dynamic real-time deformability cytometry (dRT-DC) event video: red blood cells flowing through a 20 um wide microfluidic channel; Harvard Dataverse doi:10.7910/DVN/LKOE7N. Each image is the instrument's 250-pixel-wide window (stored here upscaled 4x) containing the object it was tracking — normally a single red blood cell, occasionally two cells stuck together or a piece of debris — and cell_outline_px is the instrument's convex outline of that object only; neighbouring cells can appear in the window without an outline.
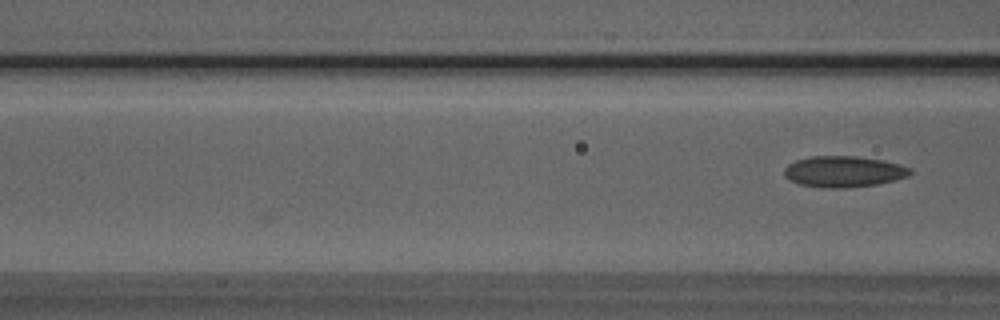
{"species": "Egyptian fruit bat (a non-hibernating species)", "species_latin": "Rousettus aegyptiacus", "temperature_condition": "room temperature", "stored_images_in_passage": 4, "camera_frame_rate_fps": 3000, "um_per_image_px": 0.085, "animal": {"sex": "male"}, "frame": {"image": 1, "passage_image": 4, "time_ms": 4.333, "image_size_px": [1000, 320], "cell_outline_px": [[912, 172], [908, 176], [896, 180], [876, 184], [844, 188], [820, 188], [800, 184], [784, 176], [784, 168], [788, 164], [796, 160], [812, 156], [856, 156], [884, 160], [900, 164], [912, 168]], "centroid_in_image_um": [71.73, 14.58], "position_along_channel_um": 94.9, "area_um2": 22.95}}